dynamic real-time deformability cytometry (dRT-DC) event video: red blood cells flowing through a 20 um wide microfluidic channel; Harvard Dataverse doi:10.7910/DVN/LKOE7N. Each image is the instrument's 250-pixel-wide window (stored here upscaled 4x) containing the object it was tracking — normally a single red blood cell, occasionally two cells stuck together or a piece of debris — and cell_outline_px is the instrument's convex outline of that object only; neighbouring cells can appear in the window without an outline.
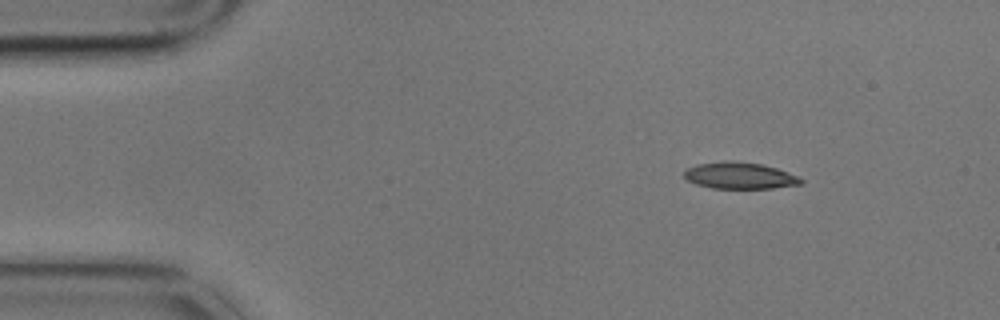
{"species": "common noctule bat (a hibernating species)", "species_latin": "Nyctalus noctula", "temperature_condition": "cold", "stored_images_in_passage": 3, "camera_frame_rate_fps": 3000, "um_per_image_px": 0.085, "animal": {"sex": "male", "body_mass_g": 17.9}, "frame": {"image": 1, "passage_image": 1, "time_ms": 0.0, "image_size_px": [1000, 320], "cell_outline_px": [[804, 184], [772, 188], [712, 188], [696, 184], [688, 180], [684, 176], [684, 172], [688, 168], [696, 164], [760, 164], [776, 168], [800, 176], [804, 180]], "centroid_in_image_um": [62.97, 14.99], "position_along_channel_um": 22.0, "area_um2": 17.17}}